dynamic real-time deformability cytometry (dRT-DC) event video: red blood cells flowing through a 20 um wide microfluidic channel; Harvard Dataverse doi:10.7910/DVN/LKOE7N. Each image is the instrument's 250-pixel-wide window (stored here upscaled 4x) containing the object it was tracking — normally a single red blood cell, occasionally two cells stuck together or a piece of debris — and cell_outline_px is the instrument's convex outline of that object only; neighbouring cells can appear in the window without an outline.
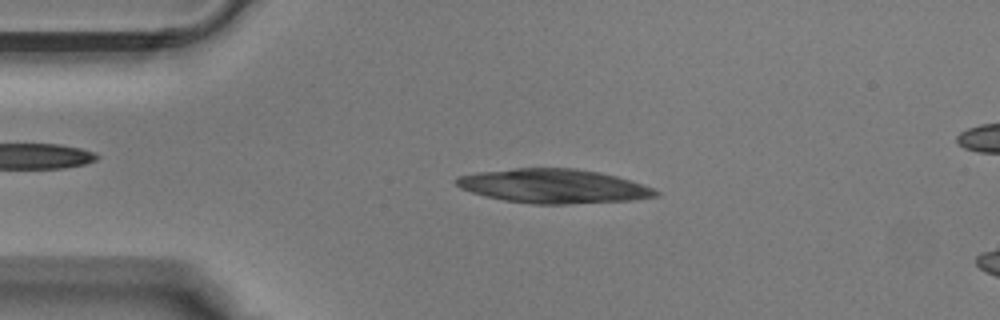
{"species": "Egyptian fruit bat (a non-hibernating species)", "species_latin": "Rousettus aegyptiacus", "temperature_condition": "warm", "stored_images_in_passage": 32, "segment_of_instrument_passage": [1, 3], "camera_frame_rate_fps": 3000, "um_per_image_px": 0.085, "animal": {"sex": "male"}, "frame": {"image": 1, "passage_image": 8, "time_ms": 2.333, "image_size_px": [1000, 320], "cell_outline_px": [[648, 192], [636, 196], [592, 200], [524, 200], [504, 176], [508, 172], [572, 172], [600, 176], [640, 188]], "centroid_in_image_um": [48.33, 15.85], "position_along_channel_um": 36.7, "area_um2": 21.85}}
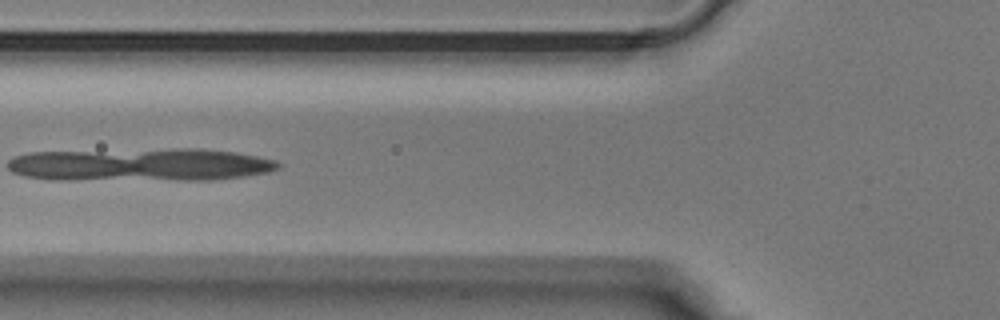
{"frame": {"image": 2, "passage_image": 14, "time_ms": 4.333, "image_size_px": [1000, 320], "cell_outline_px": [[144, 168], [116, 172], [84, 176], [48, 176], [32, 172], [40, 156], [88, 156], [144, 160]], "centroid_in_image_um": [7.12, 14.08], "position_along_channel_um": 118.7, "area_um2": 13.01}}